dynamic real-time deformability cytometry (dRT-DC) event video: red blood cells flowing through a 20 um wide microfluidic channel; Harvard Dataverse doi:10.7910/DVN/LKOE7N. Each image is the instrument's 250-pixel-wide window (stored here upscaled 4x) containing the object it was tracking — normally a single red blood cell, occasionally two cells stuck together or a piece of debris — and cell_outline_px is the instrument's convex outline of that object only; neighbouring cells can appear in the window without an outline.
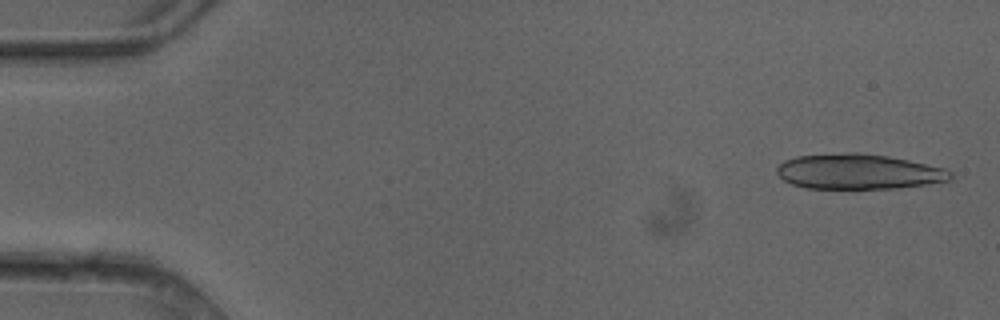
{"species": "common noctule bat (a hibernating species)", "species_latin": "Nyctalus noctula", "temperature_condition": "cold", "stored_images_in_passage": 5, "camera_frame_rate_fps": 3000, "um_per_image_px": 0.085, "animal": {"sex": "female"}, "frame": {"image": 1, "passage_image": 1, "time_ms": 0.0, "image_size_px": [1000, 320], "cell_outline_px": [[952, 180], [928, 184], [896, 188], [808, 188], [792, 184], [784, 180], [776, 172], [776, 168], [784, 160], [796, 156], [848, 152], [856, 152], [888, 156], [948, 168], [952, 172]], "centroid_in_image_um": [73.01, 14.58], "position_along_channel_um": 12.0, "area_um2": 35.72}}